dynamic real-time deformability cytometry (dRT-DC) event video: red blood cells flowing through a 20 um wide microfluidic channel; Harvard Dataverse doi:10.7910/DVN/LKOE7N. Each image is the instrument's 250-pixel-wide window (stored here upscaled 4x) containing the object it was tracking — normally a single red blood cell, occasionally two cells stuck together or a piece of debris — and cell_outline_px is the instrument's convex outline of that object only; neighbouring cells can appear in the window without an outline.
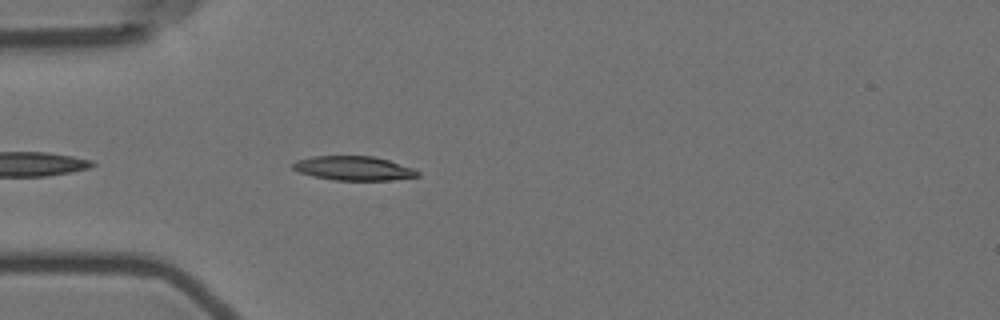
{"species": "Egyptian fruit bat (a non-hibernating species)", "species_latin": "Rousettus aegyptiacus", "temperature_condition": "room temperature", "stored_images_in_passage": 5, "camera_frame_rate_fps": 3000, "um_per_image_px": 0.085, "animal": {"sex": "female"}, "frame": {"image": 1, "passage_image": 5, "time_ms": 4.667, "image_size_px": [1000, 320], "cell_outline_px": [[420, 176], [388, 180], [336, 180], [312, 176], [300, 172], [292, 168], [292, 164], [296, 160], [312, 156], [372, 156], [388, 160], [412, 168], [420, 172]], "centroid_in_image_um": [30.03, 14.3], "position_along_channel_um": 55.0, "area_um2": 17.46}}